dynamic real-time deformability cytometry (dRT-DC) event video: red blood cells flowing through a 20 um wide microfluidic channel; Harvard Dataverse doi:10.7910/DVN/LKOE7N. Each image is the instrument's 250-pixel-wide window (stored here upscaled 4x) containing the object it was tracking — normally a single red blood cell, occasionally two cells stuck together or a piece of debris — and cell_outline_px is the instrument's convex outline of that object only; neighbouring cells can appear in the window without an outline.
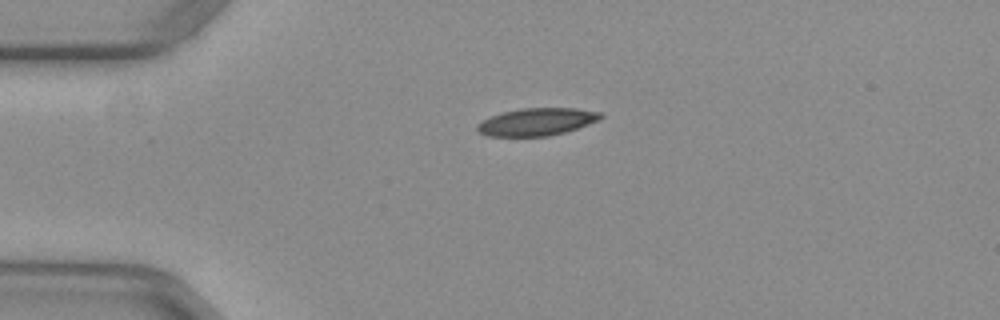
{"species": "common noctule bat (a hibernating species)", "species_latin": "Nyctalus noctula", "temperature_condition": "warm", "stored_images_in_passage": 41, "camera_frame_rate_fps": 3000, "um_per_image_px": 0.085, "animal": {"sex": "female", "body_mass_g": 29.2, "forearm_length_mm": 56.3}, "frame": {"image": 1, "passage_image": 1, "time_ms": 0.0, "image_size_px": [1000, 320], "cell_outline_px": [[604, 116], [600, 120], [564, 132], [548, 136], [488, 136], [476, 132], [476, 124], [492, 116], [504, 112], [520, 108], [576, 108], [604, 112]], "centroid_in_image_um": [45.65, 10.35], "position_along_channel_um": 39.4, "area_um2": 19.83}}
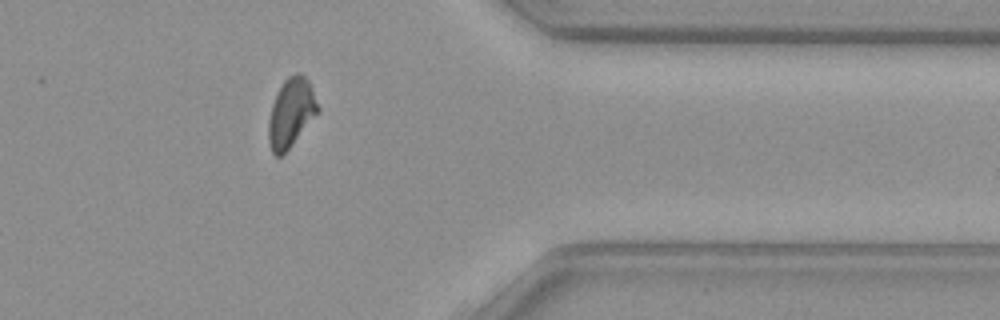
{"frame": {"image": 2, "passage_image": 31, "time_ms": 10.0, "image_size_px": [1000, 320], "cell_outline_px": [[320, 112], [284, 156], [276, 156], [272, 152], [268, 140], [268, 120], [272, 104], [276, 92], [284, 80], [288, 76], [296, 72], [304, 76], [308, 80], [320, 108]], "centroid_in_image_um": [24.74, 9.63], "position_along_channel_um": 386.7, "area_um2": 20.29}}
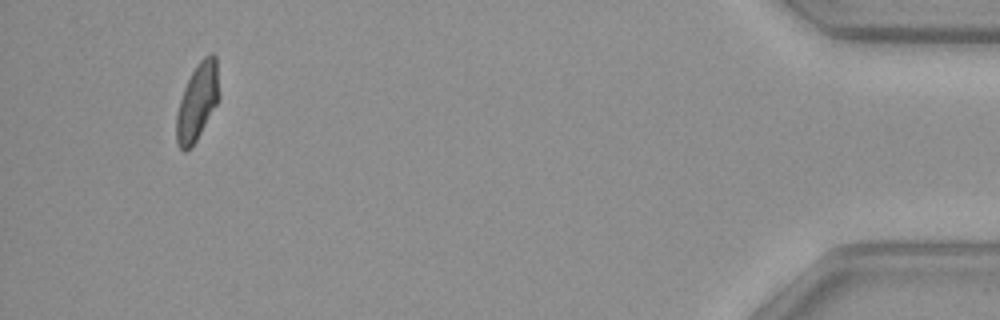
{"frame": {"image": 3, "passage_image": 38, "time_ms": 12.333, "image_size_px": [1000, 320], "cell_outline_px": [[220, 96], [216, 104], [196, 140], [184, 152], [176, 144], [176, 112], [184, 88], [196, 64], [204, 56], [212, 52], [216, 56]], "centroid_in_image_um": [16.77, 8.61], "position_along_channel_um": 418.4, "area_um2": 19.02}, "authors_computed_cell_mechanics": {"area_um2": 20.0566, "velocity_mm_per_s": 3.9514, "shape_relaxation_time_tau1_ms": null, "shape_relaxation_time_tau2_ms": 2.0187, "deformation_change_tau1": null, "deformation_change_tau2": 0.0749}}